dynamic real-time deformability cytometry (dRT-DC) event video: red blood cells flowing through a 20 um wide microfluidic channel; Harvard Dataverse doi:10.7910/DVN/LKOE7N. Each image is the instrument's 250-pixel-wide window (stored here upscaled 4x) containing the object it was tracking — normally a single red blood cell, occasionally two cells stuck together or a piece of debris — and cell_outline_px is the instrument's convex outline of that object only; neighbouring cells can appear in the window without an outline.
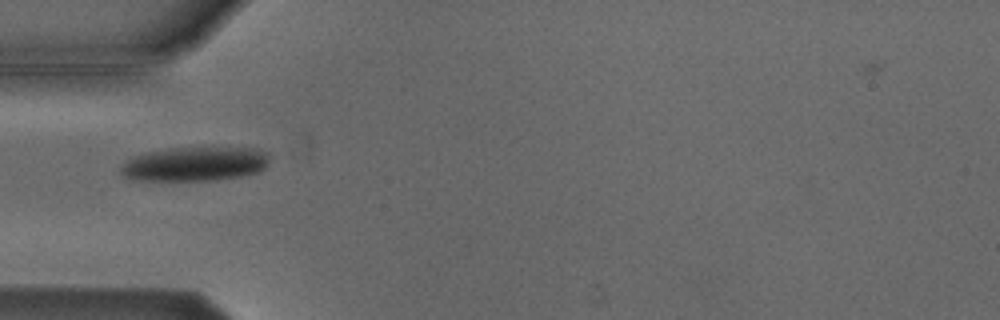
{"species": "Egyptian fruit bat (a non-hibernating species)", "species_latin": "Rousettus aegyptiacus", "temperature_condition": "cold", "stored_images_in_passage": 7, "camera_frame_rate_fps": 3000, "um_per_image_px": 0.085, "animal": {"sex": "male"}, "frame": {"image": 1, "passage_image": 5, "time_ms": 4.667, "image_size_px": [1000, 320], "cell_outline_px": [[268, 164], [260, 172], [240, 176], [216, 180], [128, 180], [120, 172], [120, 164], [132, 156], [144, 152], [168, 148], [212, 144], [256, 148], [268, 152]], "centroid_in_image_um": [16.57, 13.88], "position_along_channel_um": 68.4, "area_um2": 31.27}}
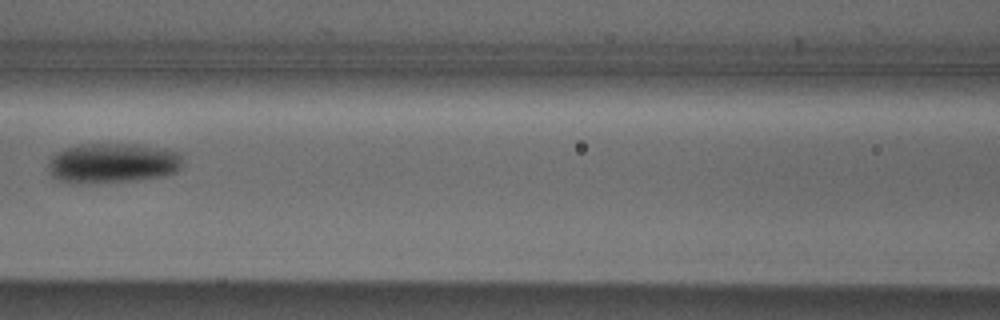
{"frame": {"image": 2, "passage_image": 7, "time_ms": 7.0, "image_size_px": [1000, 320], "cell_outline_px": [[180, 168], [176, 172], [164, 176], [140, 180], [84, 184], [68, 184], [56, 180], [48, 172], [48, 160], [56, 152], [64, 148], [80, 144], [140, 144], [164, 148], [180, 152]], "centroid_in_image_um": [9.51, 13.88], "position_along_channel_um": 157.1, "area_um2": 32.08}}